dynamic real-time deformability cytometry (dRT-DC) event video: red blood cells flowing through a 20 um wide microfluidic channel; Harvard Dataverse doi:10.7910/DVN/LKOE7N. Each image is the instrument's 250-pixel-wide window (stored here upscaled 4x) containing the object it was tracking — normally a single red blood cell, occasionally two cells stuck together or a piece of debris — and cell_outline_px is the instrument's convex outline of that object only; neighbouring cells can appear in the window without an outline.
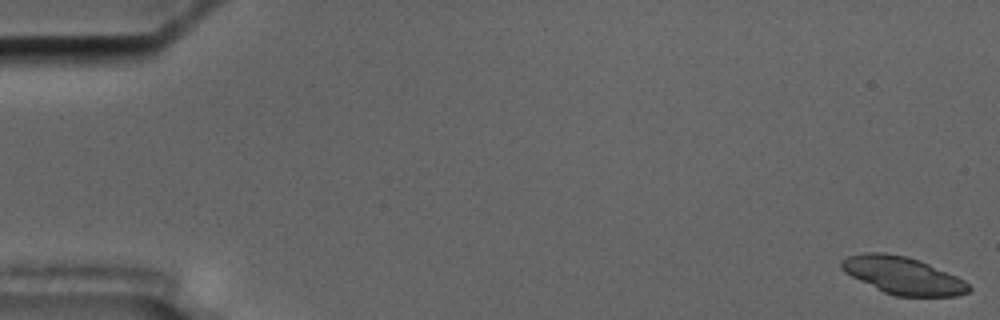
{"species": "common noctule bat (a hibernating species)", "species_latin": "Nyctalus noctula", "temperature_condition": "cold", "stored_images_in_passage": 7, "camera_frame_rate_fps": 3000, "um_per_image_px": 0.085, "animal": {"sex": "male", "body_mass_g": 17.5, "forearm_length_mm": 52.3}, "frame": {"image": 1, "passage_image": 1, "time_ms": 0.0, "image_size_px": [1000, 320], "cell_outline_px": [[972, 288], [968, 292], [956, 296], [896, 296], [884, 292], [844, 272], [840, 268], [840, 260], [848, 256], [864, 252], [884, 252], [908, 256], [920, 260], [956, 276], [964, 280]], "centroid_in_image_um": [76.73, 23.4], "position_along_channel_um": 8.3, "area_um2": 27.69}}
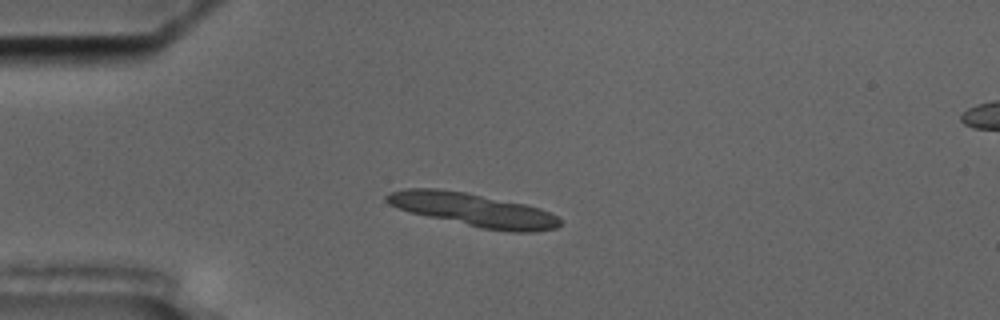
{"frame": {"image": 2, "passage_image": 5, "time_ms": 4.667, "image_size_px": [1000, 320], "cell_outline_px": [[560, 224], [556, 228], [536, 232], [512, 232], [480, 228], [408, 212], [388, 204], [384, 200], [384, 196], [388, 192], [404, 188], [436, 188], [468, 192], [524, 204], [540, 208], [556, 216], [560, 220]], "centroid_in_image_um": [40.17, 17.83], "position_along_channel_um": 44.8, "area_um2": 33.81}}